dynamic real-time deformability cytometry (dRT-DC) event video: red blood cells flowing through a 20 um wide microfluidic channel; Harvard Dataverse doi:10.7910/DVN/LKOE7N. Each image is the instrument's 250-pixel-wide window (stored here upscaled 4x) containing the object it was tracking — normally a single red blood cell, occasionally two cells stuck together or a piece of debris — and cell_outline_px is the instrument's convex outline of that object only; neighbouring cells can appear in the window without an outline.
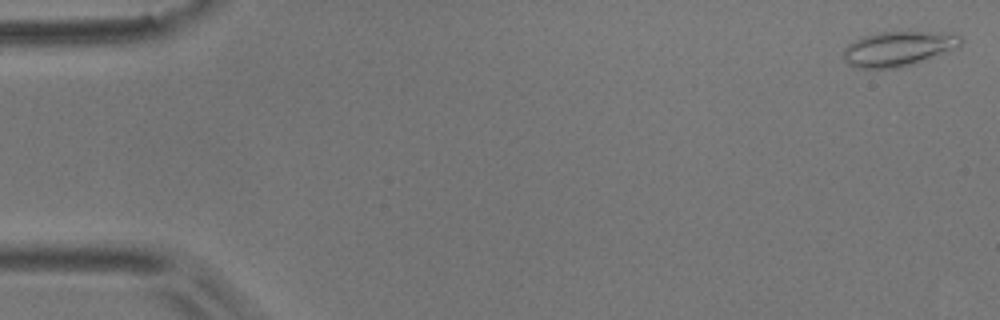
{"species": "common noctule bat (a hibernating species)", "species_latin": "Nyctalus noctula", "temperature_condition": "room temperature", "stored_images_in_passage": 51, "camera_frame_rate_fps": 3000, "um_per_image_px": 0.085, "animal": {"sex": "male", "body_mass_g": 17.9}, "frame": {"image": 1, "passage_image": 1, "time_ms": 0.0, "image_size_px": [1000, 320], "cell_outline_px": [[964, 40], [960, 48], [900, 68], [852, 68], [844, 60], [844, 48], [848, 44], [860, 36], [880, 32], [928, 32], [960, 36]], "centroid_in_image_um": [76.33, 4.15], "position_along_channel_um": 8.7, "area_um2": 23.93}}
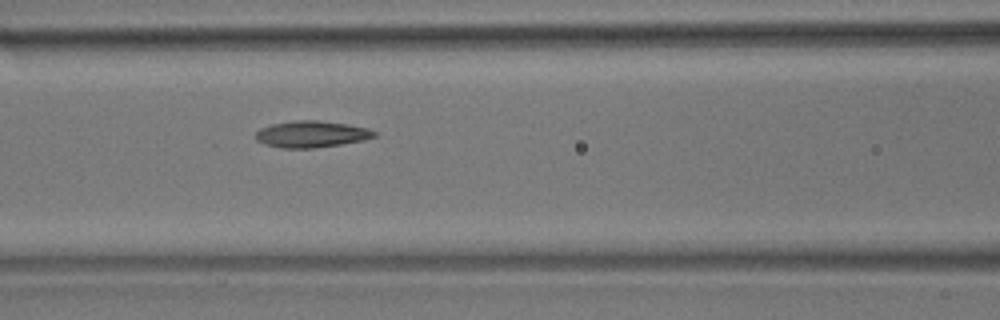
{"frame": {"image": 2, "passage_image": 22, "time_ms": 7.0, "image_size_px": [1000, 320], "cell_outline_px": [[376, 136], [360, 140], [340, 144], [316, 148], [280, 148], [264, 144], [256, 140], [256, 132], [260, 128], [272, 124], [296, 120], [316, 120], [348, 124], [368, 128], [376, 132]], "centroid_in_image_um": [26.44, 11.4], "position_along_channel_um": 140.2, "area_um2": 18.26}}
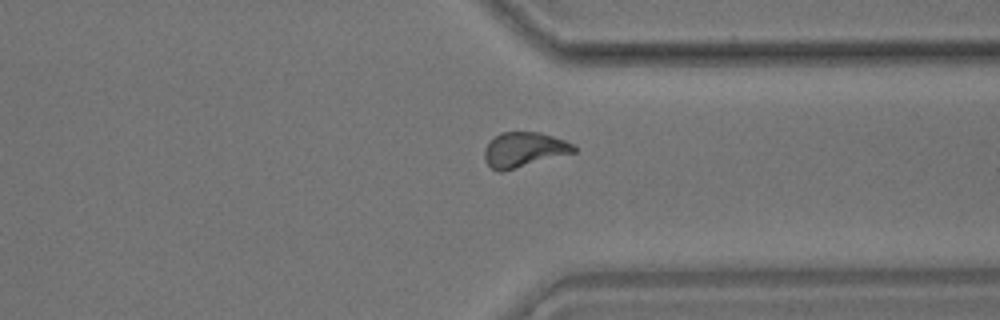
{"frame": {"image": 3, "passage_image": 40, "time_ms": 13.0, "image_size_px": [1000, 320], "cell_outline_px": [[576, 152], [504, 172], [500, 172], [492, 168], [484, 160], [484, 148], [500, 132], [540, 132], [564, 140], [572, 144], [576, 148]], "centroid_in_image_um": [44.53, 12.74], "position_along_channel_um": 366.9, "area_um2": 18.21}, "authors_computed_cell_mechanics": {"area_um2": 18.207, "velocity_mm_per_s": 3.7873, "shape_relaxation_time_tau1_ms": 9.1834, "shape_relaxation_time_tau2_ms": 2.8859, "deformation_change_tau1": 0.2183, "deformation_change_tau2": 0.1017}}